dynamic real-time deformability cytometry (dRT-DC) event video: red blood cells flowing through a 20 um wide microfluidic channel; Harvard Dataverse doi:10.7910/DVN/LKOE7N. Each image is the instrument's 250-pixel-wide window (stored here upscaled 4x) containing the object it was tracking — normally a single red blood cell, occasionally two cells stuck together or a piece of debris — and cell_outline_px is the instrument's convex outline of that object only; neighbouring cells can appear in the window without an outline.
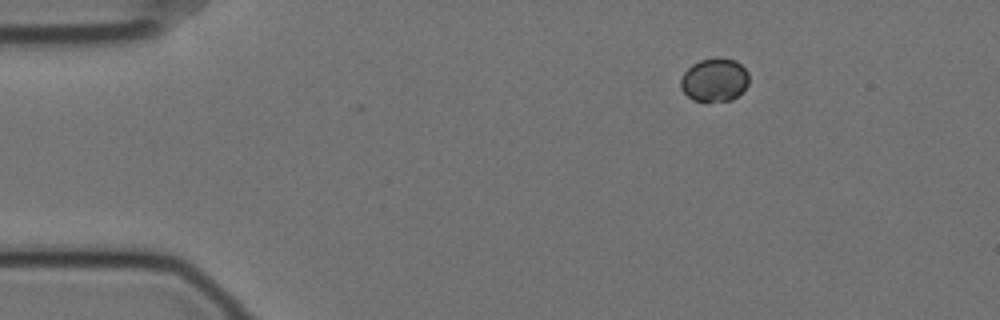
{"species": "Egyptian fruit bat (a non-hibernating species)", "species_latin": "Rousettus aegyptiacus", "temperature_condition": "cold", "stored_images_in_passage": 3, "camera_frame_rate_fps": 3000, "um_per_image_px": 0.085, "animal": {"sex": "female"}, "frame": {"image": 1, "passage_image": 3, "time_ms": 0.667, "image_size_px": [1000, 320], "cell_outline_px": [[748, 84], [732, 100], [708, 104], [704, 104], [692, 100], [680, 88], [680, 80], [684, 72], [692, 64], [700, 60], [716, 56], [736, 60], [748, 72]], "centroid_in_image_um": [60.7, 6.82], "position_along_channel_um": 24.3, "area_um2": 17.8}}